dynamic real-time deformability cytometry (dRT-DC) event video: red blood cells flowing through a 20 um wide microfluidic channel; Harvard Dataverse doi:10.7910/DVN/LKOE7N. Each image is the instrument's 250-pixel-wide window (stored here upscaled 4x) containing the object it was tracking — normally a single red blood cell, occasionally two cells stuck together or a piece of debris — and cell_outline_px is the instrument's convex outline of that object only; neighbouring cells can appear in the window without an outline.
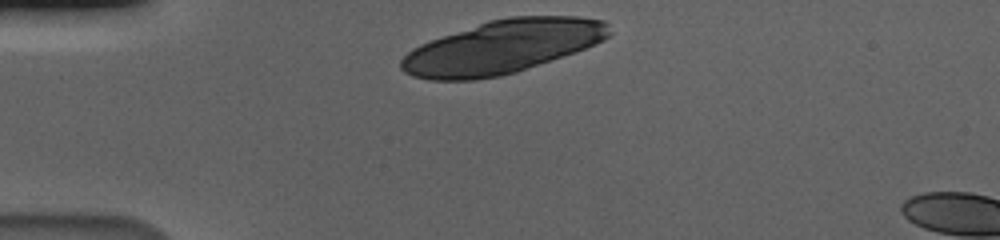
{"species": "human", "species_latin": "Homo sapiens", "temperature_condition": "cold", "stored_images_in_passage": 5, "camera_frame_rate_fps": 3000, "um_per_image_px": 0.085, "donor": {"sex": "male"}, "frame": {"image": 1, "passage_image": 1, "time_ms": 0.0, "image_size_px": [1000, 240], "cell_outline_px": [[612, 32], [604, 40], [576, 52], [516, 72], [500, 76], [476, 80], [428, 80], [412, 76], [404, 72], [400, 68], [400, 60], [412, 48], [420, 44], [488, 20], [508, 16], [580, 16], [604, 20], [608, 24]], "centroid_in_image_um": [42.71, 3.98], "position_along_channel_um": 42.3, "area_um2": 64.85}}